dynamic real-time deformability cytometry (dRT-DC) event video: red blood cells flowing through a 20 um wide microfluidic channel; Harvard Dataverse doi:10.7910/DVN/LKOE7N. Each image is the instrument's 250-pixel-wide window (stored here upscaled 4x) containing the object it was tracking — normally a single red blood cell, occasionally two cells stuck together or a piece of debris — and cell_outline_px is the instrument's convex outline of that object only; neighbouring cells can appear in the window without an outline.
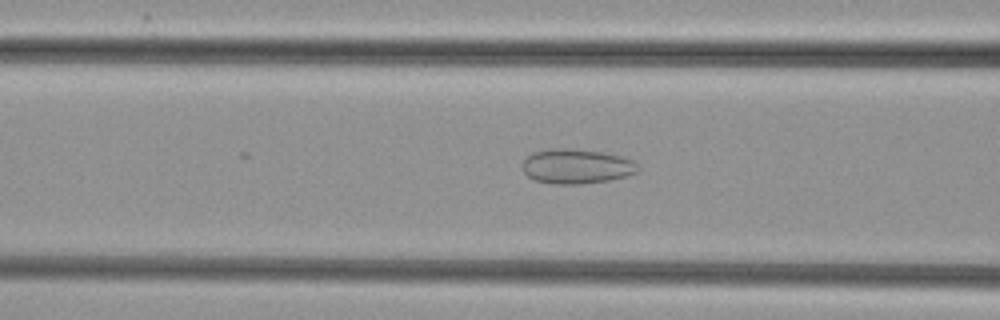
{"species": "common noctule bat (a hibernating species)", "species_latin": "Nyctalus noctula", "temperature_condition": "cold", "stored_images_in_passage": 34, "camera_frame_rate_fps": 3000, "um_per_image_px": 0.085, "animal": {"sex": "female", "body_mass_g": 29.2, "forearm_length_mm": 56.3}, "frame": {"image": 1, "passage_image": 12, "time_ms": 3.667, "image_size_px": [1000, 320], "cell_outline_px": [[640, 168], [636, 172], [624, 176], [608, 180], [580, 184], [552, 184], [536, 180], [528, 176], [524, 172], [524, 160], [532, 152], [552, 148], [564, 148], [604, 152], [620, 156], [632, 160]], "centroid_in_image_um": [48.99, 14.13], "position_along_channel_um": 117.6, "area_um2": 23.12}}
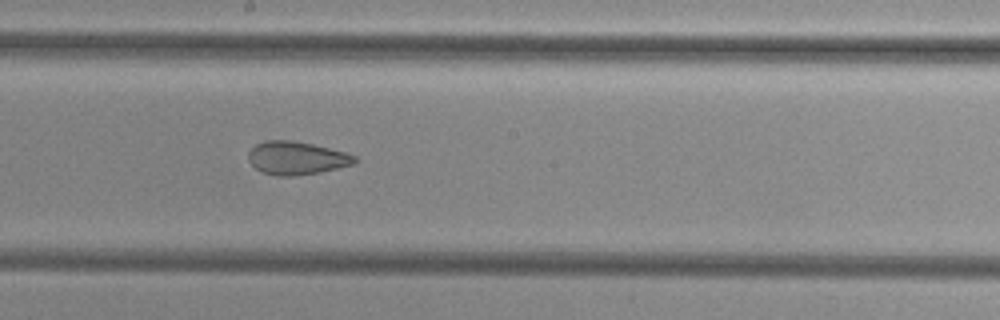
{"frame": {"image": 2, "passage_image": 20, "time_ms": 6.333, "image_size_px": [1000, 320], "cell_outline_px": [[356, 164], [320, 172], [292, 176], [276, 176], [264, 172], [256, 168], [248, 160], [248, 152], [256, 144], [264, 140], [292, 140], [312, 144], [348, 152], [356, 156]], "centroid_in_image_um": [25.23, 13.43], "position_along_channel_um": 223.0, "area_um2": 20.63}}
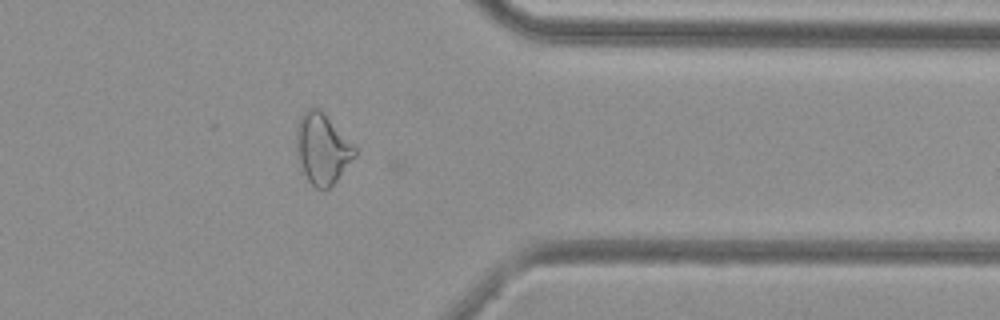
{"frame": {"image": 3, "passage_image": 33, "time_ms": 10.667, "image_size_px": [1000, 320], "cell_outline_px": [[356, 156], [336, 180], [328, 188], [316, 188], [308, 180], [296, 160], [296, 128], [300, 116], [308, 108], [320, 108], [356, 148]], "centroid_in_image_um": [27.36, 12.63], "position_along_channel_um": 384.0, "area_um2": 23.93}}